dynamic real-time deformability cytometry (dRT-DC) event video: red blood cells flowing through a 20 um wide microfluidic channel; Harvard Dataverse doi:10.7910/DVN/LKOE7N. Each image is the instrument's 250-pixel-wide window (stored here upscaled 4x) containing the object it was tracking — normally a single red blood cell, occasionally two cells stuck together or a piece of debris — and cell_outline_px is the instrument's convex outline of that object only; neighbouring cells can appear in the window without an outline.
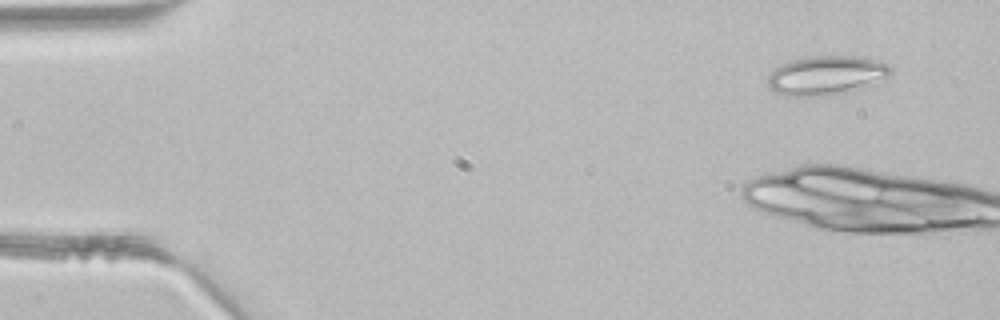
{"species": "common noctule bat (a hibernating species)", "species_latin": "Nyctalus noctula", "temperature_condition": "room temperature", "stored_images_in_passage": 4, "camera_frame_rate_fps": 3000, "um_per_image_px": 0.085, "animal": {"sex": "male", "body_mass_g": 21.5, "forearm_length_mm": 52.0}, "frame": {"image": 1, "passage_image": 1, "time_ms": 0.0, "image_size_px": [1000, 320], "cell_outline_px": [[892, 72], [888, 76], [860, 88], [848, 92], [824, 96], [788, 96], [776, 92], [768, 84], [768, 76], [780, 64], [804, 56], [864, 56], [880, 60], [888, 64], [892, 68]], "centroid_in_image_um": [70.26, 6.38], "position_along_channel_um": 14.7, "area_um2": 28.09}}